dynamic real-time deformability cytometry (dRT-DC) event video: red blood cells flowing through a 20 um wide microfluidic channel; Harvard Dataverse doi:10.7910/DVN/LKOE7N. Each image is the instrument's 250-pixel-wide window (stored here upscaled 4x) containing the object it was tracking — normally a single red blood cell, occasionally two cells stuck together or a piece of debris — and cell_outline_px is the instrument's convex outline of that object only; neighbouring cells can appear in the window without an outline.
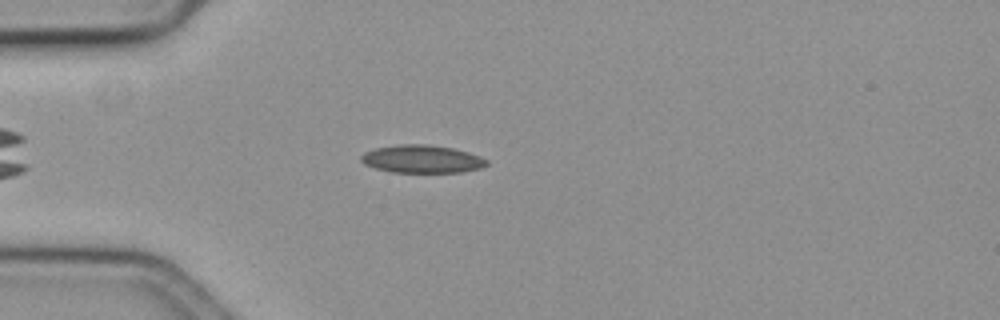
{"species": "common noctule bat (a hibernating species)", "species_latin": "Nyctalus noctula", "temperature_condition": "cold", "stored_images_in_passage": 44, "camera_frame_rate_fps": 3000, "um_per_image_px": 0.085, "animal": {"sex": "female", "body_mass_g": 19.3, "forearm_length_mm": 54.1}, "frame": {"image": 1, "passage_image": 2, "time_ms": 0.333, "image_size_px": [1000, 320], "cell_outline_px": [[488, 164], [480, 168], [460, 172], [388, 172], [364, 164], [360, 160], [360, 156], [364, 152], [376, 148], [400, 144], [428, 144], [452, 148], [468, 152], [480, 156], [488, 160]], "centroid_in_image_um": [35.85, 13.51], "position_along_channel_um": 49.2, "area_um2": 20.4}}
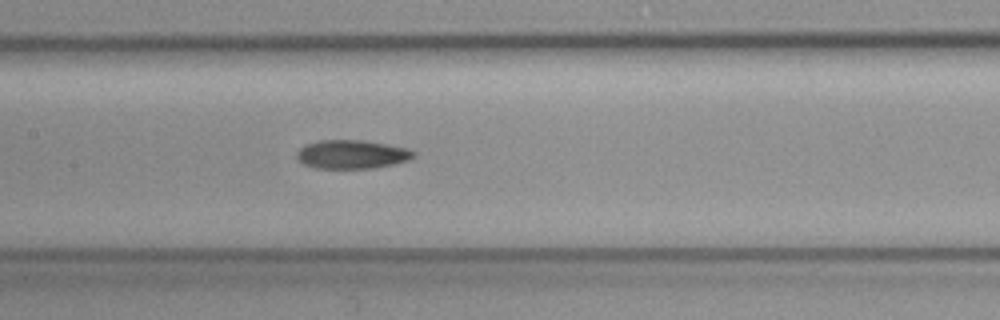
{"frame": {"image": 2, "passage_image": 14, "time_ms": 4.333, "image_size_px": [1000, 320], "cell_outline_px": [[416, 156], [408, 160], [376, 168], [316, 168], [304, 164], [296, 156], [296, 152], [304, 144], [320, 140], [364, 140], [408, 148], [416, 152]], "centroid_in_image_um": [29.92, 13.11], "position_along_channel_um": 177.5, "area_um2": 19.59}}
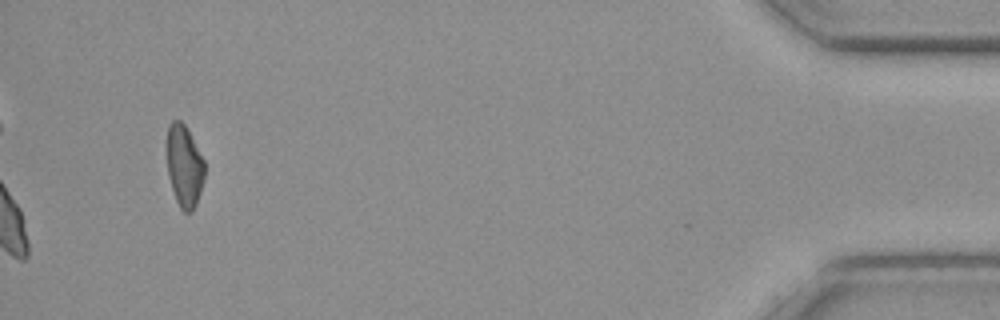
{"frame": {"image": 3, "passage_image": 41, "time_ms": 13.333, "image_size_px": [1000, 320], "cell_outline_px": [[204, 180], [196, 204], [192, 212], [184, 212], [180, 208], [176, 200], [168, 176], [168, 124], [172, 120], [180, 120], [184, 124], [204, 160]], "centroid_in_image_um": [15.67, 14.14], "position_along_channel_um": 419.5, "area_um2": 17.69}, "authors_computed_cell_mechanics": {"area_um2": 19.3052, "velocity_mm_per_s": 3.5706, "shape_relaxation_time_tau1_ms": 7.6033, "shape_relaxation_time_tau2_ms": 6.7914, "deformation_change_tau1": 0.1643, "deformation_change_tau2": 0.1225}}